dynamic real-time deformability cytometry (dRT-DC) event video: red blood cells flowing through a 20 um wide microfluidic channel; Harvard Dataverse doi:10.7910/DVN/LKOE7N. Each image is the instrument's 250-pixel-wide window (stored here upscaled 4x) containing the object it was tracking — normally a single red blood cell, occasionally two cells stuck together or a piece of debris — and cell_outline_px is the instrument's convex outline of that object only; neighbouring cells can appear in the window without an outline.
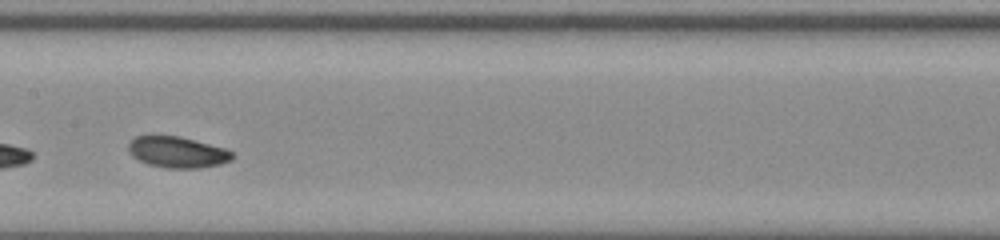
{"species": "common noctule bat (a hibernating species)", "species_latin": "Nyctalus noctula", "temperature_condition": "room temperature", "stored_images_in_passage": 18, "camera_frame_rate_fps": 3000, "um_per_image_px": 0.085, "animal": {"sex": "male", "body_mass_g": 20.0, "forearm_length_mm": 53.3}, "frame": {"image": 1, "passage_image": 16, "time_ms": 5.0, "image_size_px": [1000, 240], "cell_outline_px": [[232, 160], [220, 164], [196, 168], [168, 168], [148, 164], [132, 156], [128, 148], [128, 144], [136, 136], [180, 136], [196, 140], [224, 148], [232, 152]], "centroid_in_image_um": [15.08, 12.93], "position_along_channel_um": 192.3, "area_um2": 18.61}}